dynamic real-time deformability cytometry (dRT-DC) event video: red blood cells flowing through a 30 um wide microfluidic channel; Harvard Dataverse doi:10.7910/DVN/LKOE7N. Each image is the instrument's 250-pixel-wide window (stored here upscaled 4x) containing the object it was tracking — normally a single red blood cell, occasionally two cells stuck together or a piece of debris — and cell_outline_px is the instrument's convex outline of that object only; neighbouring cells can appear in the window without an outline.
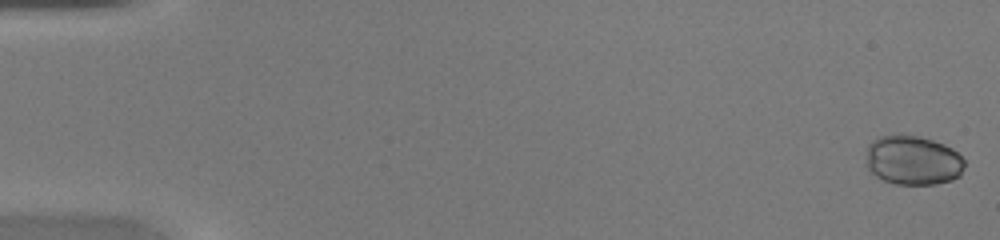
{"species": "common noctule bat (a hibernating species)", "species_latin": "Nyctalus noctula", "temperature_condition": "warm", "stored_images_in_passage": 49, "camera_frame_rate_fps": 3000, "um_per_image_px": 0.085, "animal": {"sex": "female", "body_mass_g": 20.0, "forearm_length_mm": 54.0}, "frame": {"image": 1, "passage_image": 1, "time_ms": 0.0, "image_size_px": [1000, 240], "cell_outline_px": [[964, 164], [960, 176], [952, 180], [936, 184], [896, 184], [884, 180], [876, 176], [864, 164], [868, 144], [872, 140], [880, 136], [920, 136], [944, 144], [952, 148], [964, 160]], "centroid_in_image_um": [77.58, 13.64], "position_along_channel_um": 7.4, "area_um2": 28.32}}
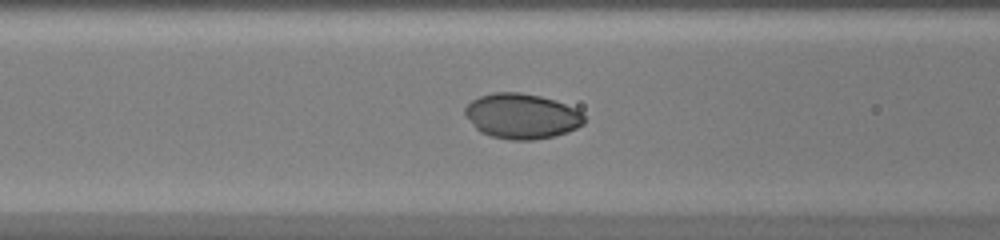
{"frame": {"image": 2, "passage_image": 21, "time_ms": 6.667, "image_size_px": [1000, 240], "cell_outline_px": [[584, 124], [568, 132], [552, 136], [532, 140], [512, 140], [492, 136], [480, 132], [464, 116], [464, 108], [472, 100], [480, 96], [496, 92], [520, 92], [540, 96], [556, 100], [580, 112], [584, 116]], "centroid_in_image_um": [44.32, 9.87], "position_along_channel_um": 122.3, "area_um2": 31.27}}
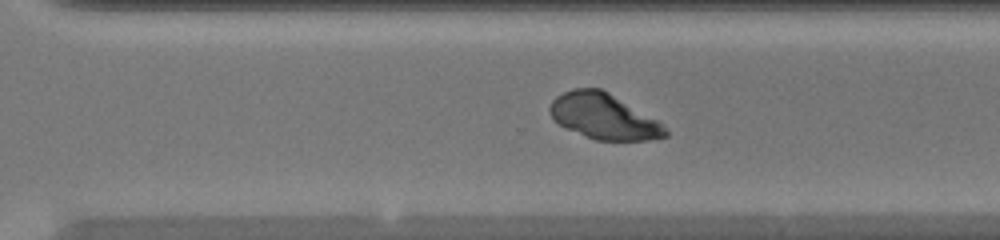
{"frame": {"image": 3, "passage_image": 35, "time_ms": 11.333, "image_size_px": [1000, 240], "cell_outline_px": [[668, 136], [648, 140], [596, 140], [568, 128], [552, 120], [548, 112], [548, 108], [552, 100], [556, 96], [572, 88], [600, 88], [608, 92], [664, 124], [668, 128]], "centroid_in_image_um": [51.31, 9.89], "position_along_channel_um": 319.3, "area_um2": 30.52}}